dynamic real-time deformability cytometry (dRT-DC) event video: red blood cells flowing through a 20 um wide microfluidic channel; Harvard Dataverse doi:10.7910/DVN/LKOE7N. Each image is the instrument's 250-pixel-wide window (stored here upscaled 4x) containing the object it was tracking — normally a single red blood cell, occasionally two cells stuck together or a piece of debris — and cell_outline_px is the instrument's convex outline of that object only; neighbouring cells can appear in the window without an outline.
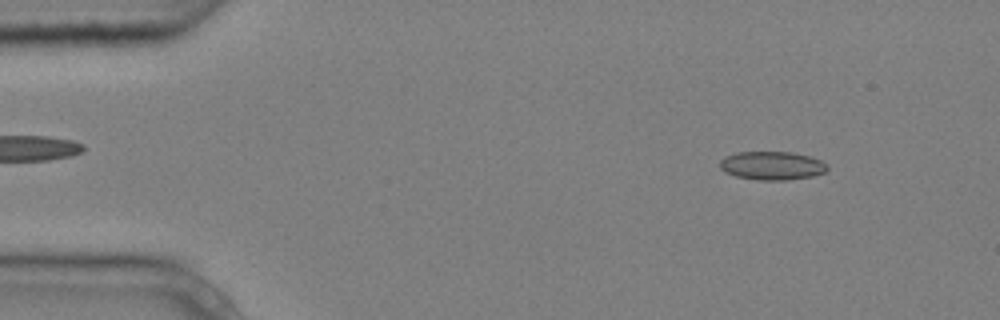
{"species": "common noctule bat (a hibernating species)", "species_latin": "Nyctalus noctula", "temperature_condition": "cold", "stored_images_in_passage": 3, "camera_frame_rate_fps": 3000, "um_per_image_px": 0.085, "animal": {"sex": "male", "body_mass_g": 20.4}, "frame": {"image": 1, "passage_image": 1, "time_ms": 0.0, "image_size_px": [1000, 320], "cell_outline_px": [[828, 168], [824, 172], [812, 176], [788, 180], [760, 180], [736, 176], [724, 172], [720, 168], [720, 160], [724, 156], [736, 152], [792, 152], [808, 156], [820, 160], [828, 164]], "centroid_in_image_um": [65.6, 14.07], "position_along_channel_um": 19.4, "area_um2": 17.86}}